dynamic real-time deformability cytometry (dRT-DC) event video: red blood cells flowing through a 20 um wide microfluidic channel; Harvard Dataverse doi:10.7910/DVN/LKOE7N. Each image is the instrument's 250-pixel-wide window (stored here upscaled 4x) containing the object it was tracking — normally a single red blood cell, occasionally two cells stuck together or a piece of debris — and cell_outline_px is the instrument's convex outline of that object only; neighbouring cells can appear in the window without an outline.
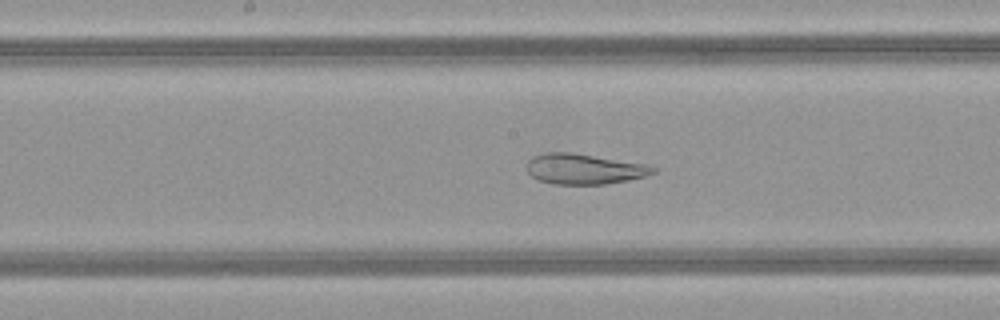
{"species": "common noctule bat (a hibernating species)", "species_latin": "Nyctalus noctula", "temperature_condition": "warm", "stored_images_in_passage": 47, "camera_frame_rate_fps": 3000, "um_per_image_px": 0.085, "animal": {"sex": "female", "body_mass_g": 21.9}, "frame": {"image": 1, "passage_image": 23, "time_ms": 7.333, "image_size_px": [1000, 320], "cell_outline_px": [[656, 172], [644, 176], [628, 180], [604, 184], [552, 184], [540, 180], [532, 176], [524, 168], [528, 160], [532, 156], [548, 152], [572, 152], [648, 164], [656, 168]], "centroid_in_image_um": [49.63, 14.35], "position_along_channel_um": 198.6, "area_um2": 22.54}}
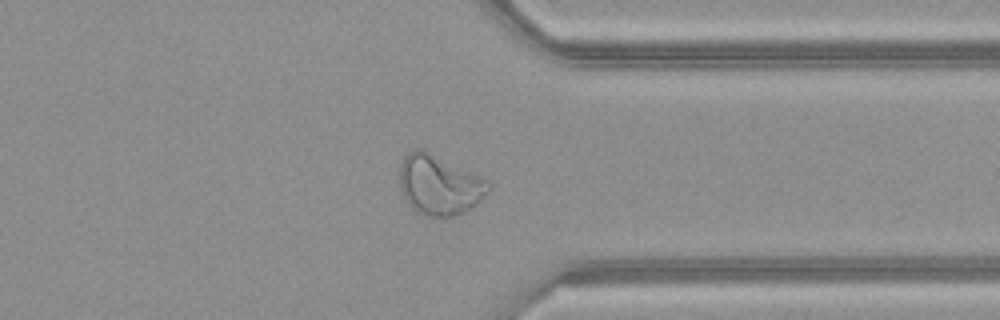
{"frame": {"image": 2, "passage_image": 36, "time_ms": 11.667, "image_size_px": [1000, 320], "cell_outline_px": [[492, 188], [472, 208], [456, 216], [432, 216], [416, 212], [412, 208], [404, 196], [400, 188], [400, 164], [404, 156], [412, 148], [420, 148], [488, 180], [492, 184]], "centroid_in_image_um": [37.34, 15.72], "position_along_channel_um": 374.1, "area_um2": 30.81}}
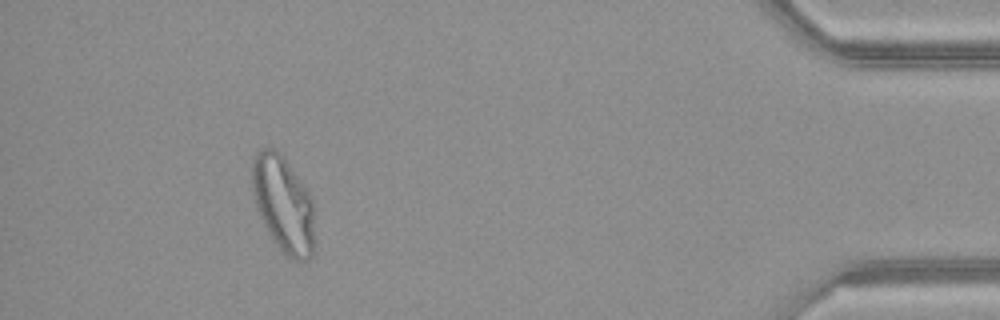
{"frame": {"image": 3, "passage_image": 43, "time_ms": 14.0, "image_size_px": [1000, 320], "cell_outline_px": [[316, 252], [308, 260], [292, 260], [280, 248], [268, 232], [256, 208], [252, 192], [252, 156], [256, 152], [264, 148], [272, 148], [280, 152], [284, 156], [308, 192], [312, 200], [316, 240]], "centroid_in_image_um": [24.11, 17.37], "position_along_channel_um": 411.1, "area_um2": 35.55}}